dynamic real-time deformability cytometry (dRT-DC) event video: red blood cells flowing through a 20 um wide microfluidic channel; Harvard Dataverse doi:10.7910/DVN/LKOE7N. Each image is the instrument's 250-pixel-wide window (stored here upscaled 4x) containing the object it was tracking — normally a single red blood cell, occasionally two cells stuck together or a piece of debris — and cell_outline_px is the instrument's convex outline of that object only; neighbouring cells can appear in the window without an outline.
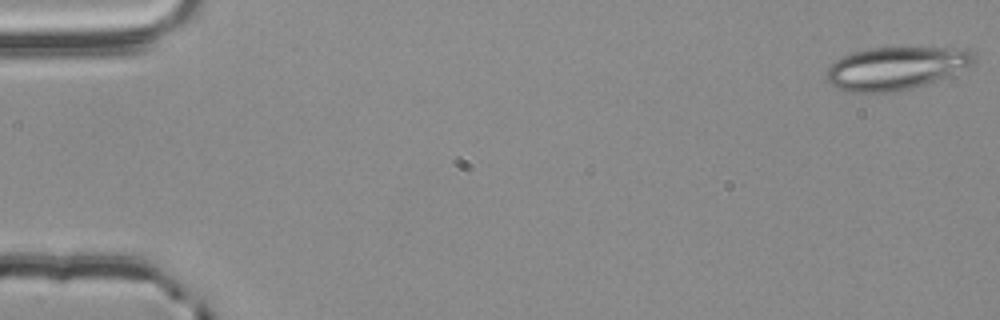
{"species": "common noctule bat (a hibernating species)", "species_latin": "Nyctalus noctula", "temperature_condition": "room temperature", "stored_images_in_passage": 55, "camera_frame_rate_fps": 3000, "um_per_image_px": 0.085, "animal": {"sex": "male", "body_mass_g": 20.4}, "frame": {"image": 1, "passage_image": 1, "time_ms": 0.0, "image_size_px": [1000, 320], "cell_outline_px": [[976, 56], [972, 64], [944, 76], [924, 84], [908, 88], [888, 92], [848, 92], [836, 88], [824, 76], [824, 72], [836, 60], [852, 52], [872, 48], [968, 48]], "centroid_in_image_um": [76.09, 5.78], "position_along_channel_um": 8.9, "area_um2": 36.18}}
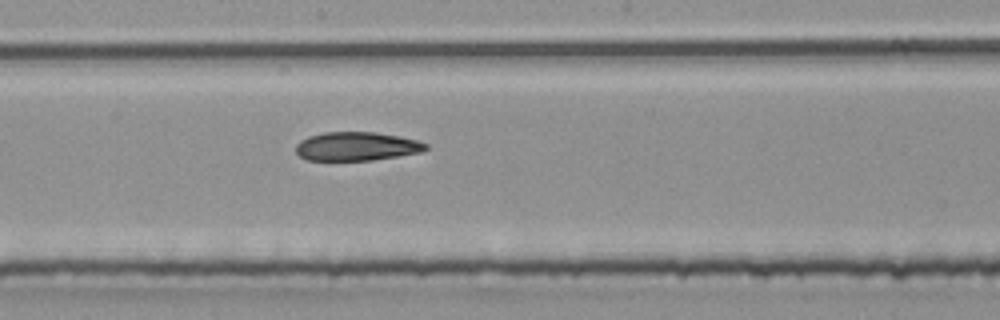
{"frame": {"image": 2, "passage_image": 30, "time_ms": 9.667, "image_size_px": [1000, 320], "cell_outline_px": [[428, 148], [420, 152], [372, 160], [308, 160], [300, 156], [296, 152], [296, 144], [300, 140], [308, 136], [324, 132], [376, 132], [400, 136], [416, 140], [428, 144]], "centroid_in_image_um": [30.29, 12.43], "position_along_channel_um": 217.9, "area_um2": 21.68}}
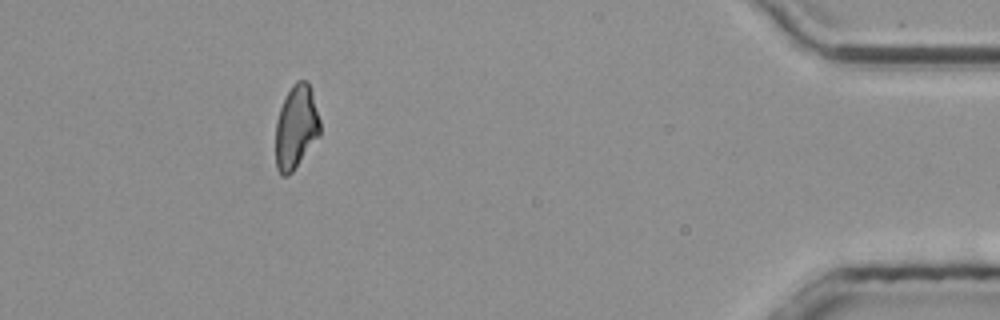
{"frame": {"image": 3, "passage_image": 50, "time_ms": 16.333, "image_size_px": [1000, 320], "cell_outline_px": [[320, 136], [292, 172], [288, 176], [280, 176], [276, 168], [276, 120], [280, 108], [292, 84], [296, 80], [308, 80], [312, 92], [320, 120]], "centroid_in_image_um": [25.17, 10.81], "position_along_channel_um": 410.0, "area_um2": 21.79}}